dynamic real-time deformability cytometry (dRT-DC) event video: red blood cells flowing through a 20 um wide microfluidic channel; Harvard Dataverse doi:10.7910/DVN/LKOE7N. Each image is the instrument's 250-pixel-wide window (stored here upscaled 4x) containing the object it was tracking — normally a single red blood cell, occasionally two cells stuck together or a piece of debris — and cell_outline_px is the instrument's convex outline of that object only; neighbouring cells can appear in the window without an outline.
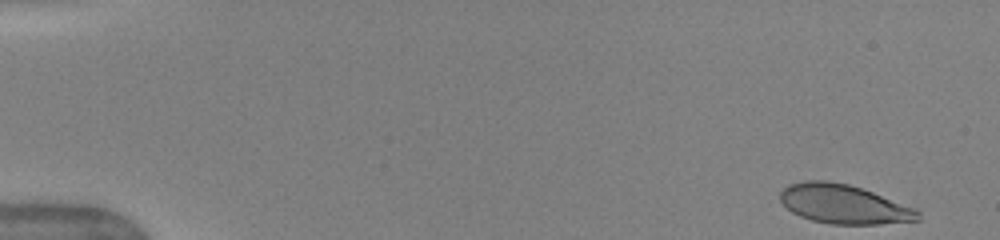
{"species": "human", "species_latin": "Homo sapiens", "temperature_condition": "warm", "stored_images_in_passage": 46, "camera_frame_rate_fps": 3000, "um_per_image_px": 0.085, "donor": {"sex": "female"}, "frame": {"image": 1, "passage_image": 1, "time_ms": 0.0, "image_size_px": [1000, 240], "cell_outline_px": [[920, 220], [880, 224], [832, 224], [812, 220], [800, 216], [792, 212], [780, 200], [780, 192], [788, 184], [804, 180], [828, 180], [848, 184], [872, 192], [916, 208], [920, 212]], "centroid_in_image_um": [71.72, 17.35], "position_along_channel_um": 13.3, "area_um2": 31.39}}
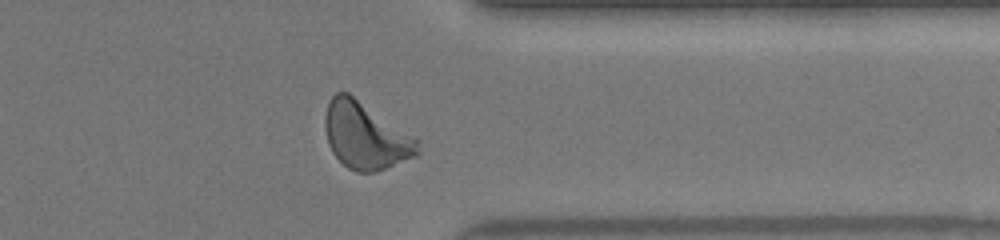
{"frame": {"image": 2, "passage_image": 39, "time_ms": 12.667, "image_size_px": [1000, 240], "cell_outline_px": [[420, 156], [376, 172], [356, 172], [348, 168], [332, 152], [328, 144], [324, 128], [324, 116], [328, 100], [336, 92], [348, 92], [420, 140]], "centroid_in_image_um": [31.09, 11.55], "position_along_channel_um": 380.3, "area_um2": 36.53}}
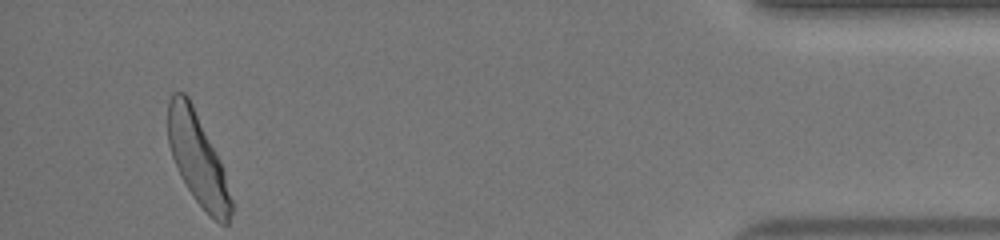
{"frame": {"image": 3, "passage_image": 46, "time_ms": 15.0, "image_size_px": [1000, 240], "cell_outline_px": [[232, 212], [228, 224], [220, 224], [196, 200], [180, 176], [172, 156], [168, 144], [168, 100], [172, 92], [184, 92], [188, 96], [220, 160], [224, 172], [232, 200]], "centroid_in_image_um": [16.79, 13.48], "position_along_channel_um": 418.4, "area_um2": 33.06}, "authors_computed_cell_mechanics": {"area_um2": 33.6107, "velocity_mm_per_s": 4.0537, "shape_relaxation_time_tau1_ms": 2.7772, "shape_relaxation_time_tau2_ms": null, "deformation_change_tau1": 0.1726, "deformation_change_tau2": null}}